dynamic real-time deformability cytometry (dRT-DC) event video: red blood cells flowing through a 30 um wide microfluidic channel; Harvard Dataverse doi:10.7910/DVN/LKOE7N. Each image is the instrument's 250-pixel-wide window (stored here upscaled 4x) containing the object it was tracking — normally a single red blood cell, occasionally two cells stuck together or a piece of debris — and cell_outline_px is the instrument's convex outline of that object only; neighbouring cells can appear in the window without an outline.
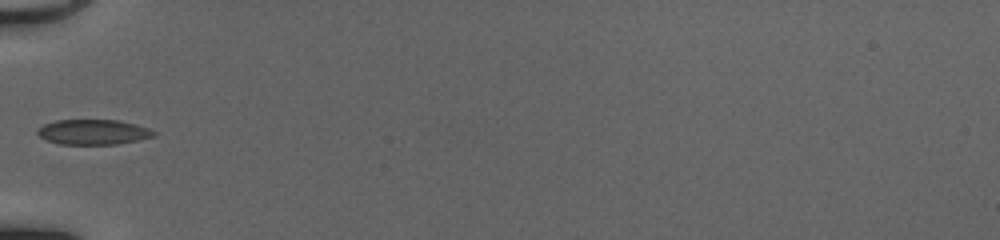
{"species": "common noctule bat (a hibernating species)", "species_latin": "Nyctalus noctula", "temperature_condition": "cold", "stored_images_in_passage": 30, "camera_frame_rate_fps": 3000, "um_per_image_px": 0.085, "animal": {"sex": "female", "body_mass_g": 20.0, "forearm_length_mm": 54.0}, "frame": {"image": 1, "passage_image": 1, "time_ms": 0.0, "image_size_px": [1000, 240], "cell_outline_px": [[156, 136], [116, 144], [60, 144], [48, 140], [40, 136], [36, 132], [36, 128], [44, 124], [56, 120], [120, 120], [136, 124], [148, 128], [156, 132]], "centroid_in_image_um": [7.92, 11.21], "position_along_channel_um": 77.1, "area_um2": 16.99}}
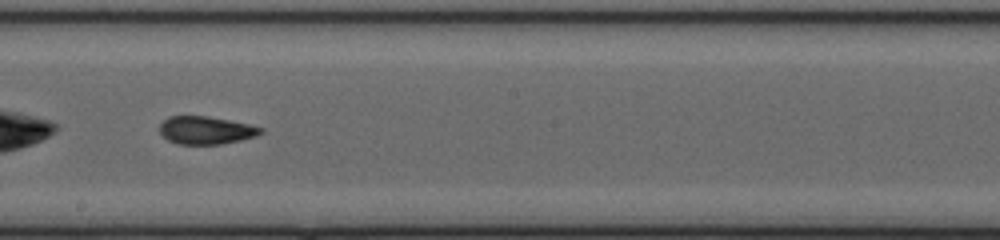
{"frame": {"image": 2, "passage_image": 12, "time_ms": 3.667, "image_size_px": [1000, 240], "cell_outline_px": [[264, 132], [256, 136], [240, 140], [220, 144], [176, 144], [168, 140], [160, 132], [160, 124], [168, 116], [208, 116], [248, 124], [264, 128]], "centroid_in_image_um": [17.51, 11.07], "position_along_channel_um": 230.7, "area_um2": 16.36}}
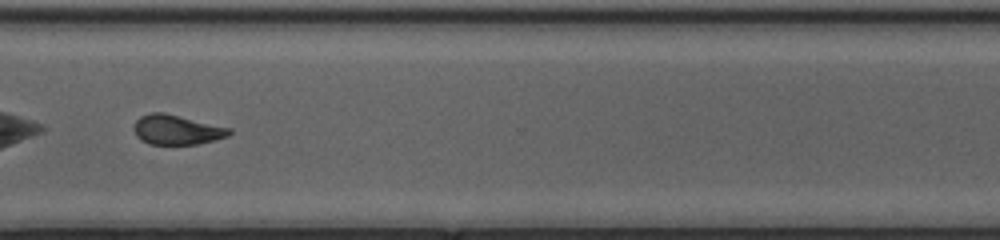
{"frame": {"image": 3, "passage_image": 21, "time_ms": 6.667, "image_size_px": [1000, 240], "cell_outline_px": [[232, 132], [228, 136], [196, 144], [148, 144], [140, 140], [136, 136], [132, 128], [136, 120], [140, 116], [152, 112], [164, 112], [232, 128]], "centroid_in_image_um": [14.99, 11.02], "position_along_channel_um": 355.6, "area_um2": 16.65}, "authors_computed_cell_mechanics": {"area_um2": 16.9065, "velocity_mm_per_s": 4.1804, "shape_relaxation_time_tau1_ms": 5.2691, "shape_relaxation_time_tau2_ms": 1.4735, "deformation_change_tau1": 0.1402, "deformation_change_tau2": 0.0674}}